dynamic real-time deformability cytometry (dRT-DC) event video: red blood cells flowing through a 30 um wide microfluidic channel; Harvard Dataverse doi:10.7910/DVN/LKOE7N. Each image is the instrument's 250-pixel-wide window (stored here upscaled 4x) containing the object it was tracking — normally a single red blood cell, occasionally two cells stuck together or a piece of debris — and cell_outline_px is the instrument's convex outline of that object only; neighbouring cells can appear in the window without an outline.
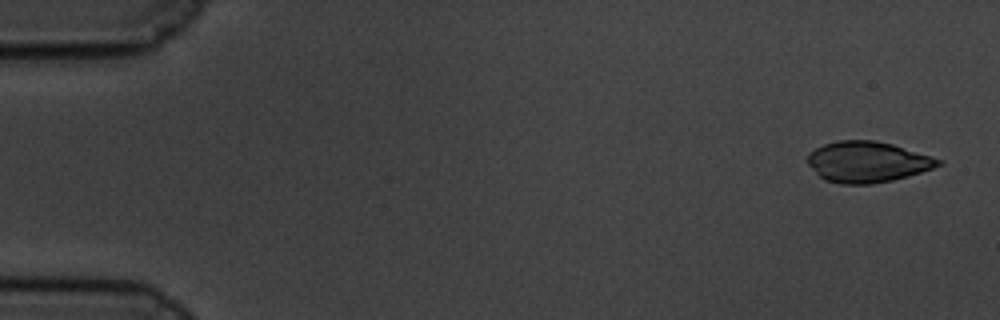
{"species": "common noctule bat (a hibernating species)", "species_latin": "Nyctalus noctula", "temperature_condition": "cold", "stored_images_in_passage": 12, "camera_frame_rate_fps": 3000, "um_per_image_px": 0.085, "animal": {"sex": "male", "body_mass_g": 19.5, "forearm_length_mm": 54.6}, "frame": {"image": 1, "passage_image": 2, "time_ms": 0.333, "image_size_px": [1000, 320], "cell_outline_px": [[944, 164], [908, 176], [892, 180], [872, 184], [840, 184], [824, 180], [808, 164], [808, 152], [824, 144], [840, 140], [876, 140], [892, 144], [944, 160]], "centroid_in_image_um": [73.73, 13.76], "position_along_channel_um": 11.3, "area_um2": 31.1}}